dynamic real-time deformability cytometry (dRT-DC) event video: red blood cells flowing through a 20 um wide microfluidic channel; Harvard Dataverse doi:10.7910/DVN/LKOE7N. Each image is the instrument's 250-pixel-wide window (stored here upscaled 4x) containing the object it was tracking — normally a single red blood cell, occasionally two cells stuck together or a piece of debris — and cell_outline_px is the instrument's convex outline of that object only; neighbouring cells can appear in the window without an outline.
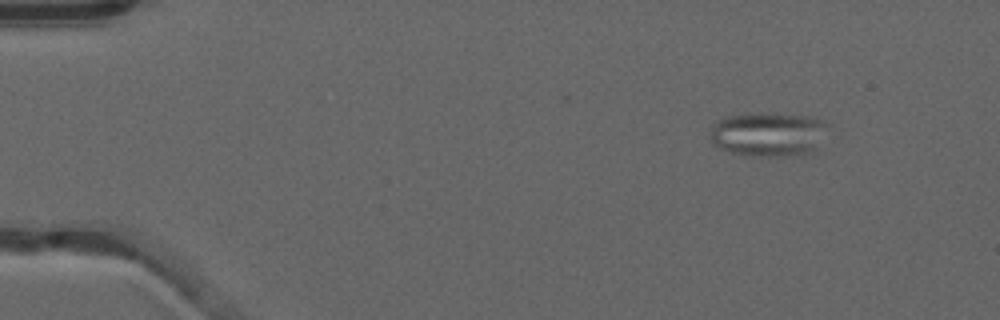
{"species": "common noctule bat (a hibernating species)", "species_latin": "Nyctalus noctula", "temperature_condition": "warm", "stored_images_in_passage": 47, "camera_frame_rate_fps": 3000, "um_per_image_px": 0.085, "animal": {"sex": "male", "forearm_length_mm": 52.5}, "frame": {"image": 1, "passage_image": 1, "time_ms": 0.0, "image_size_px": [1000, 320], "cell_outline_px": [[832, 124], [816, 148], [808, 152], [776, 156], [748, 156], [732, 152], [720, 148], [712, 140], [712, 124], [724, 116], [812, 116], [824, 120]], "centroid_in_image_um": [65.37, 11.44], "position_along_channel_um": 19.6, "area_um2": 29.25}}
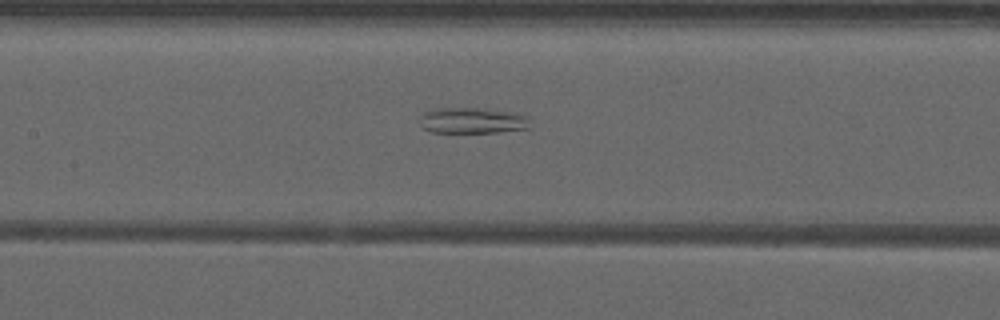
{"frame": {"image": 2, "passage_image": 20, "time_ms": 6.333, "image_size_px": [1000, 320], "cell_outline_px": [[528, 128], [496, 132], [432, 132], [424, 128], [420, 124], [424, 112], [436, 108], [488, 108], [520, 112], [528, 116]], "centroid_in_image_um": [40.21, 10.22], "position_along_channel_um": 167.2, "area_um2": 16.7}}
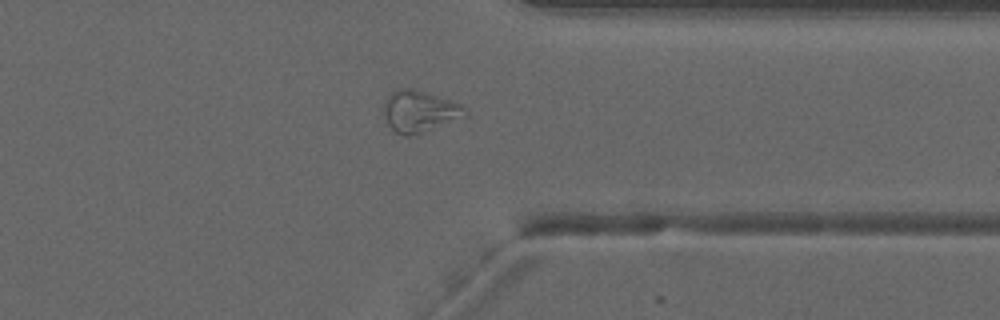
{"frame": {"image": 3, "passage_image": 36, "time_ms": 11.667, "image_size_px": [1000, 320], "cell_outline_px": [[468, 116], [408, 136], [404, 136], [396, 132], [388, 124], [384, 116], [384, 104], [388, 96], [392, 92], [400, 88], [416, 88], [452, 100], [468, 108]], "centroid_in_image_um": [35.69, 9.43], "position_along_channel_um": 375.7, "area_um2": 19.71}, "authors_computed_cell_mechanics": {"area_um2": 21.6172, "velocity_mm_per_s": 3.9639, "shape_relaxation_time_tau1_ms": null, "shape_relaxation_time_tau2_ms": 3.2059, "deformation_change_tau1": null, "deformation_change_tau2": 0.0947}}